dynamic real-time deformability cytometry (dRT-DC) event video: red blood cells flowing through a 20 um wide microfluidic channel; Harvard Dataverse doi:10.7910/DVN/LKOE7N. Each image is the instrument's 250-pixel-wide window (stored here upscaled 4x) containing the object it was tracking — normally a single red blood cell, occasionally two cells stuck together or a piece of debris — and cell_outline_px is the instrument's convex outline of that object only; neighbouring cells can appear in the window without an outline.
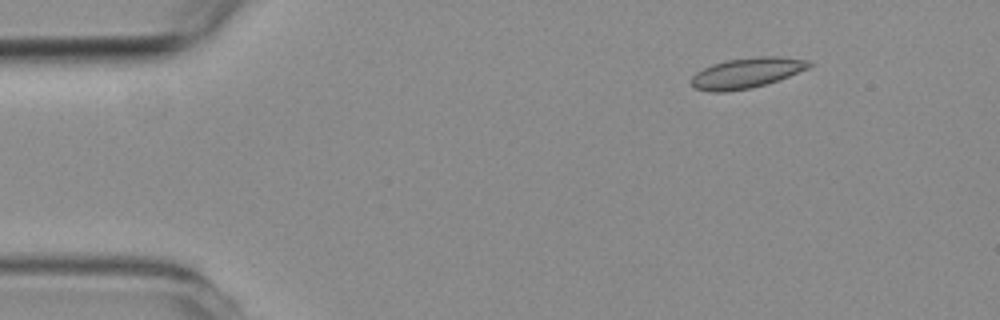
{"species": "common noctule bat (a hibernating species)", "species_latin": "Nyctalus noctula", "temperature_condition": "room temperature", "stored_images_in_passage": 4, "camera_frame_rate_fps": 3000, "um_per_image_px": 0.085, "animal": {"sex": "female", "body_mass_g": 19.3, "forearm_length_mm": 54.1}, "frame": {"image": 1, "passage_image": 1, "time_ms": 0.0, "image_size_px": [1000, 320], "cell_outline_px": [[816, 64], [808, 68], [768, 84], [752, 88], [724, 92], [708, 92], [696, 88], [692, 84], [692, 76], [696, 72], [712, 64], [728, 60], [756, 56], [780, 56], [812, 60]], "centroid_in_image_um": [63.52, 6.19], "position_along_channel_um": 21.5, "area_um2": 21.04}}
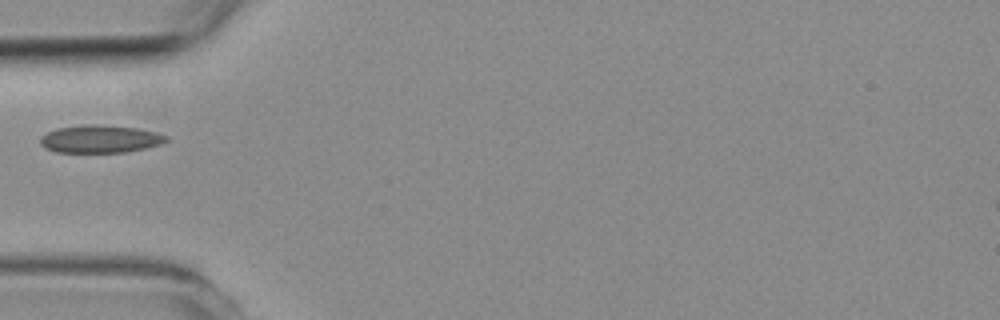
{"frame": {"image": 2, "passage_image": 4, "time_ms": 3.667, "image_size_px": [1000, 320], "cell_outline_px": [[168, 140], [160, 144], [144, 148], [124, 152], [56, 152], [44, 148], [40, 144], [40, 136], [56, 128], [136, 128], [156, 132], [168, 136]], "centroid_in_image_um": [8.51, 11.88], "position_along_channel_um": 76.5, "area_um2": 19.02}}